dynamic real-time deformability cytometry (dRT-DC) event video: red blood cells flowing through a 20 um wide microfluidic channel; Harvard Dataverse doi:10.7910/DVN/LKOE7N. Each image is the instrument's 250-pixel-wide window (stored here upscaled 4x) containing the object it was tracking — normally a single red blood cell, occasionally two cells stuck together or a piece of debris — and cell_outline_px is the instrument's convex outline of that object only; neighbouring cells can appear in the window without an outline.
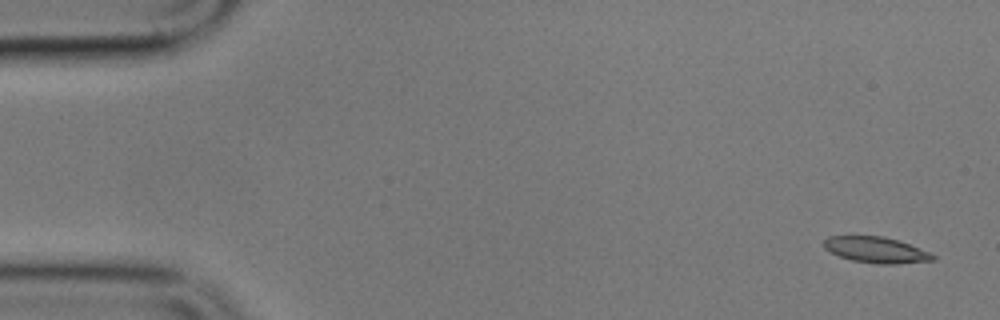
{"species": "common noctule bat (a hibernating species)", "species_latin": "Nyctalus noctula", "temperature_condition": "cold", "stored_images_in_passage": 5, "camera_frame_rate_fps": 3000, "um_per_image_px": 0.085, "animal": {"sex": "male", "body_mass_g": 17.9}, "frame": {"image": 1, "passage_image": 1, "time_ms": 0.0, "image_size_px": [1000, 320], "cell_outline_px": [[936, 260], [896, 264], [876, 264], [852, 260], [828, 252], [824, 248], [824, 240], [828, 236], [884, 236], [908, 244], [928, 252], [936, 256]], "centroid_in_image_um": [74.44, 21.25], "position_along_channel_um": 10.6, "area_um2": 16.42}}
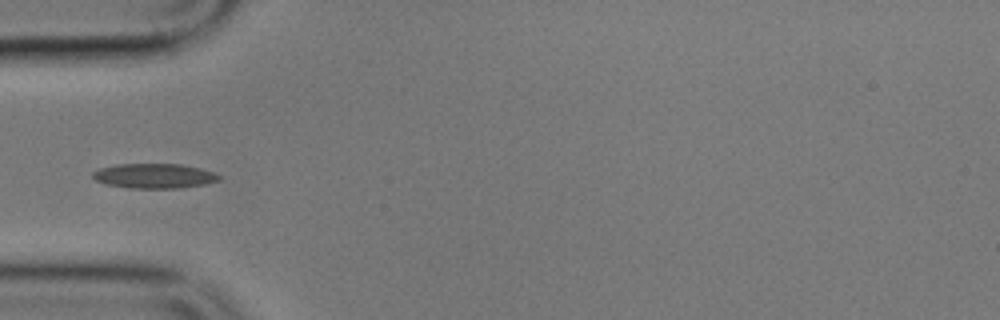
{"frame": {"image": 2, "passage_image": 5, "time_ms": 5.333, "image_size_px": [1000, 320], "cell_outline_px": [[220, 180], [208, 184], [180, 188], [132, 188], [108, 184], [96, 180], [92, 176], [92, 172], [100, 168], [116, 164], [180, 164], [200, 168], [212, 172], [220, 176]], "centroid_in_image_um": [13.13, 14.95], "position_along_channel_um": 71.9, "area_um2": 18.15}}